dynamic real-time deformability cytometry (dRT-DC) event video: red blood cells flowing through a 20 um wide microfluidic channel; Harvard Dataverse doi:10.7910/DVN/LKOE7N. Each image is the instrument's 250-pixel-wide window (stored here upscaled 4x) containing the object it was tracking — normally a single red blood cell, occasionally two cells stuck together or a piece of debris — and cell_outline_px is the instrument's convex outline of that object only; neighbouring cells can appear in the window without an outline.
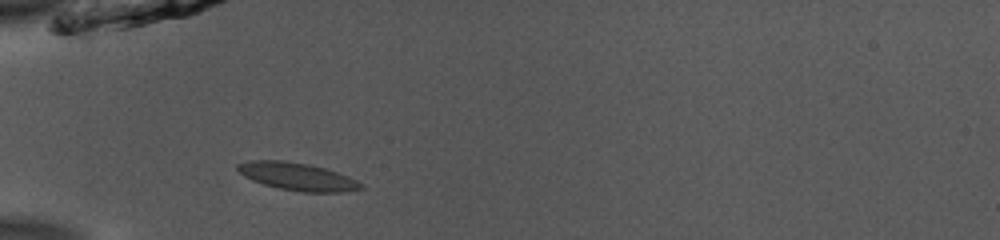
{"species": "common noctule bat (a hibernating species)", "species_latin": "Nyctalus noctula", "temperature_condition": "room temperature", "stored_images_in_passage": 45, "camera_frame_rate_fps": 3000, "um_per_image_px": 0.085, "animal": {"sex": "male", "body_mass_g": 13.0, "forearm_length_mm": 53.1}, "frame": {"image": 1, "passage_image": 10, "time_ms": 3.0, "image_size_px": [1000, 240], "cell_outline_px": [[364, 188], [344, 192], [300, 192], [280, 188], [264, 184], [252, 180], [244, 176], [236, 168], [236, 164], [248, 160], [284, 160], [308, 164], [324, 168], [348, 176], [364, 184]], "centroid_in_image_um": [25.27, 15.0], "position_along_channel_um": 59.7, "area_um2": 19.88}}
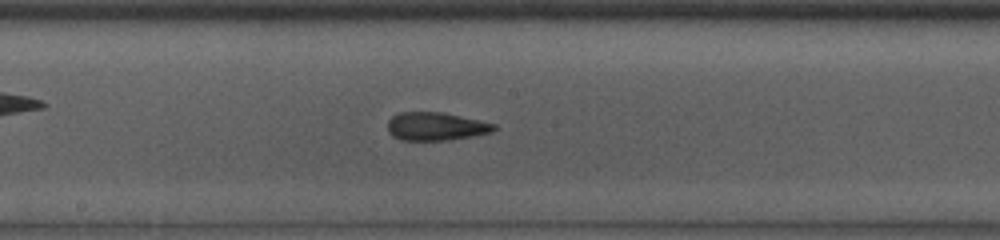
{"frame": {"image": 2, "passage_image": 22, "time_ms": 7.0, "image_size_px": [1000, 240], "cell_outline_px": [[496, 128], [492, 132], [448, 140], [400, 140], [392, 136], [388, 132], [388, 120], [392, 116], [400, 112], [440, 112], [496, 124]], "centroid_in_image_um": [37.0, 10.75], "position_along_channel_um": 211.2, "area_um2": 17.28}}
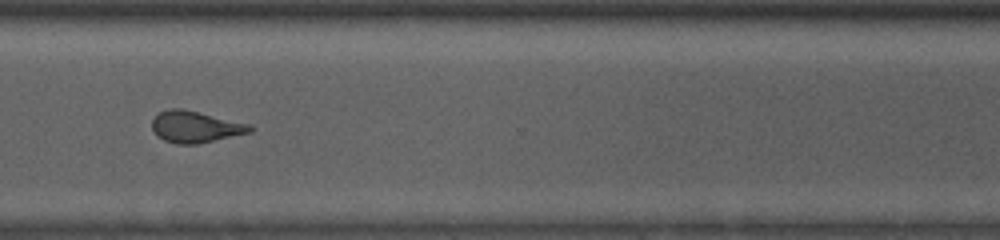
{"frame": {"image": 3, "passage_image": 33, "time_ms": 10.667, "image_size_px": [1000, 240], "cell_outline_px": [[256, 128], [252, 132], [196, 144], [176, 144], [164, 140], [156, 136], [152, 128], [152, 120], [160, 112], [172, 108], [180, 108], [252, 124]], "centroid_in_image_um": [16.64, 10.79], "position_along_channel_um": 354.0, "area_um2": 18.03}, "authors_computed_cell_mechanics": {"area_um2": 18.2648, "velocity_mm_per_s": 3.9137, "shape_relaxation_time_tau1_ms": null, "shape_relaxation_time_tau2_ms": 1.35, "deformation_change_tau1": null, "deformation_change_tau2": 0.0906}}